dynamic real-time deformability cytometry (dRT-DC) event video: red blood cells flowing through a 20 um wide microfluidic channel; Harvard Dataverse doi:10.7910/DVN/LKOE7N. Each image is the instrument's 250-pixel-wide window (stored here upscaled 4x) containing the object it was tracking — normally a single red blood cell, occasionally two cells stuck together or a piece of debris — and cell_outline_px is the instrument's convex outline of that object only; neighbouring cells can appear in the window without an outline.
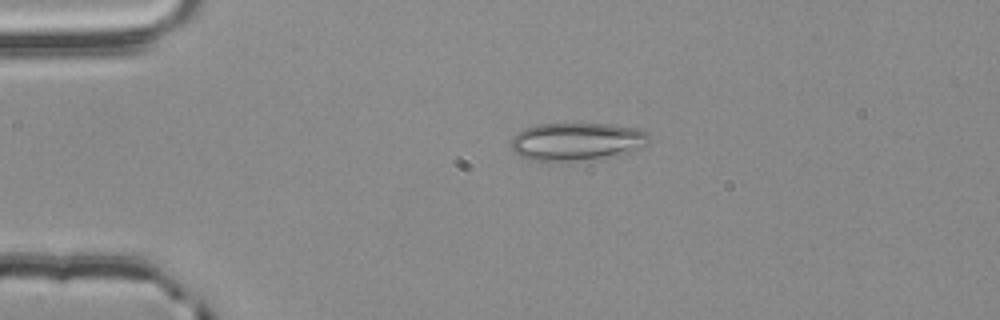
{"species": "common noctule bat (a hibernating species)", "species_latin": "Nyctalus noctula", "temperature_condition": "room temperature", "stored_images_in_passage": 44, "camera_frame_rate_fps": 3000, "um_per_image_px": 0.085, "animal": {"sex": "male", "body_mass_g": 20.4}, "frame": {"image": 1, "passage_image": 1, "time_ms": 0.0, "image_size_px": [1000, 320], "cell_outline_px": [[652, 140], [648, 144], [632, 152], [560, 164], [532, 160], [520, 156], [512, 152], [512, 136], [516, 132], [524, 128], [540, 124], [612, 124], [644, 128], [648, 132]], "centroid_in_image_um": [49.06, 12.05], "position_along_channel_um": 35.9, "area_um2": 31.5}}
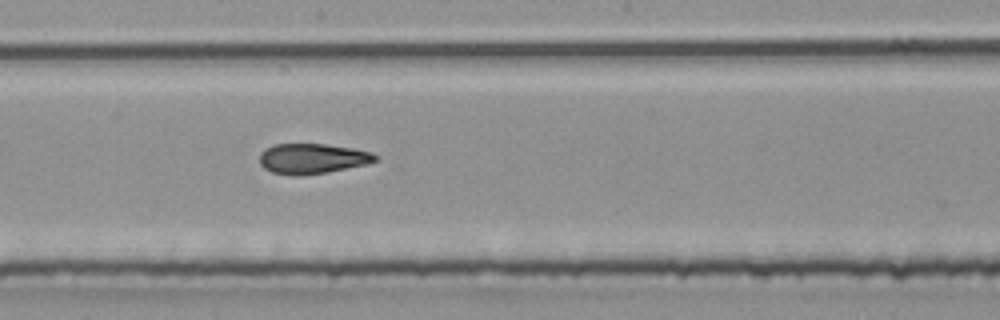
{"frame": {"image": 2, "passage_image": 19, "time_ms": 6.0, "image_size_px": [1000, 320], "cell_outline_px": [[380, 160], [368, 164], [324, 172], [296, 176], [272, 172], [264, 168], [260, 164], [260, 152], [264, 148], [272, 144], [328, 144], [352, 148], [372, 152], [380, 156]], "centroid_in_image_um": [26.57, 13.46], "position_along_channel_um": 221.6, "area_um2": 20.52}}
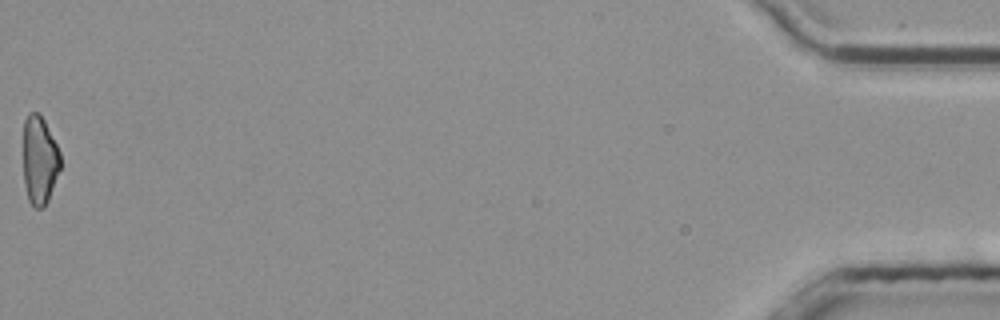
{"frame": {"image": 3, "passage_image": 44, "time_ms": 14.333, "image_size_px": [1000, 320], "cell_outline_px": [[60, 168], [48, 200], [44, 208], [36, 208], [28, 200], [24, 184], [24, 120], [28, 112], [36, 112], [44, 120], [60, 152]], "centroid_in_image_um": [3.35, 13.62], "position_along_channel_um": 431.8, "area_um2": 18.96}, "authors_computed_cell_mechanics": {"area_um2": 20.7213, "velocity_mm_per_s": 3.7919, "shape_relaxation_time_tau1_ms": null, "shape_relaxation_time_tau2_ms": 2.5396, "deformation_change_tau1": null, "deformation_change_tau2": 0.1055}}